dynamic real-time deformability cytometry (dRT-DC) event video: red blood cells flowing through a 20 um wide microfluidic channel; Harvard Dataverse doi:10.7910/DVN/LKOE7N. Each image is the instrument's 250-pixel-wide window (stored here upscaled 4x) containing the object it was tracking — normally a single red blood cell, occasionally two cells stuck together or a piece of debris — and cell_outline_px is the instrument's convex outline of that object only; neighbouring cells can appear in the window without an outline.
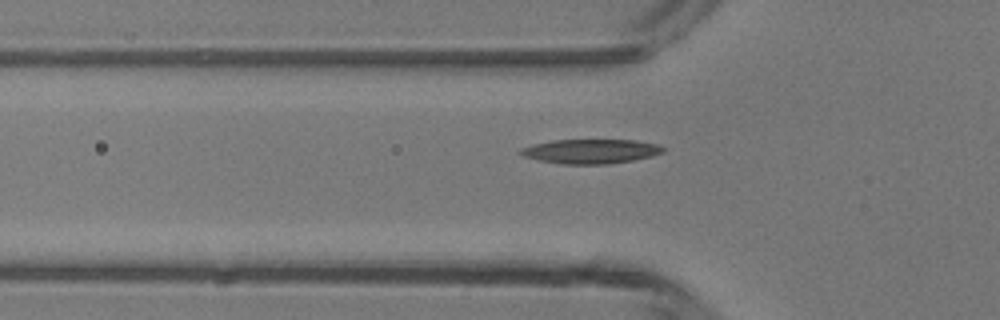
{"species": "common noctule bat (a hibernating species)", "species_latin": "Nyctalus noctula", "temperature_condition": "room temperature", "stored_images_in_passage": 29, "camera_frame_rate_fps": 3000, "um_per_image_px": 0.085, "animal": {"sex": "male", "body_mass_g": 13.3}, "frame": {"image": 1, "passage_image": 4, "time_ms": 1.0, "image_size_px": [1000, 320], "cell_outline_px": [[664, 152], [652, 156], [632, 160], [608, 164], [560, 164], [520, 156], [516, 152], [520, 148], [532, 144], [552, 140], [636, 140], [656, 144], [664, 148]], "centroid_in_image_um": [50.14, 12.86], "position_along_channel_um": 75.7, "area_um2": 20.4}}
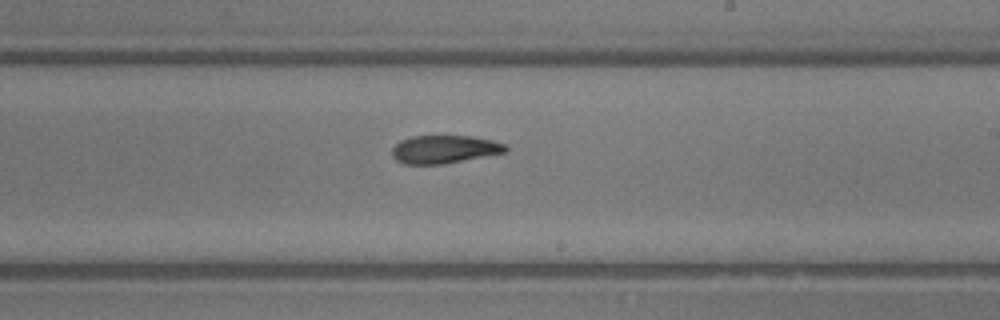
{"frame": {"image": 2, "passage_image": 16, "time_ms": 5.0, "image_size_px": [1000, 320], "cell_outline_px": [[508, 148], [504, 152], [444, 164], [404, 164], [396, 160], [392, 156], [392, 148], [400, 140], [412, 136], [472, 136], [492, 140], [504, 144]], "centroid_in_image_um": [37.72, 12.69], "position_along_channel_um": 251.3, "area_um2": 18.44}}
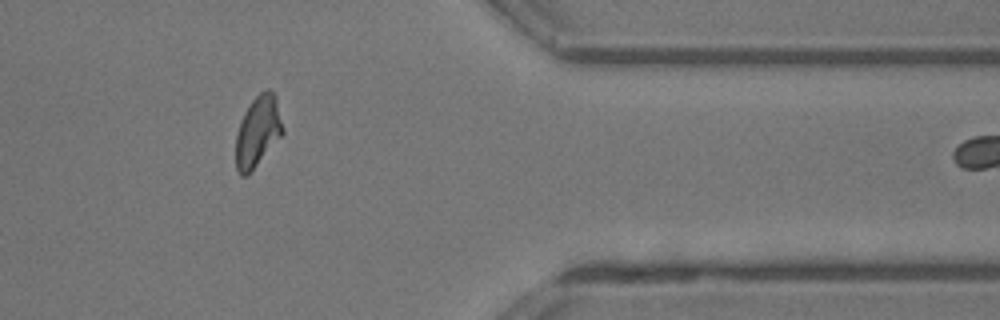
{"frame": {"image": 3, "passage_image": 27, "time_ms": 8.667, "image_size_px": [1000, 320], "cell_outline_px": [[284, 132], [248, 176], [240, 176], [236, 168], [236, 136], [240, 120], [244, 112], [252, 100], [260, 92], [268, 88], [276, 96], [284, 128]], "centroid_in_image_um": [21.91, 11.18], "position_along_channel_um": 389.5, "area_um2": 19.48}}